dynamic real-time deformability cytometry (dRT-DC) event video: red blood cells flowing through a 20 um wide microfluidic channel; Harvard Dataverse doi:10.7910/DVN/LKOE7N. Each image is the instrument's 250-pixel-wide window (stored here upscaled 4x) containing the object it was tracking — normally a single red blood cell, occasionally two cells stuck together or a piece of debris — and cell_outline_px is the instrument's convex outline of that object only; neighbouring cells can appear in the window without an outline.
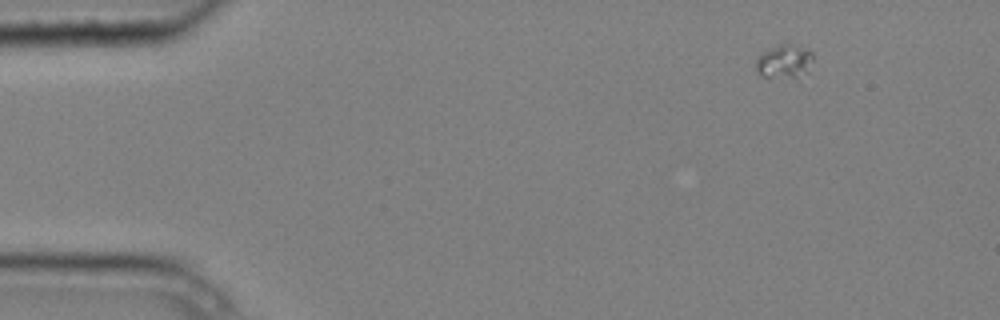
{"species": "common noctule bat (a hibernating species)", "species_latin": "Nyctalus noctula", "temperature_condition": "cold", "stored_images_in_passage": 4, "camera_frame_rate_fps": 3000, "um_per_image_px": 0.085, "animal": {"sex": "male", "body_mass_g": 20.4}, "frame": {"image": 1, "passage_image": 1, "time_ms": 0.0, "image_size_px": [1000, 320], "cell_outline_px": [[812, 60], [808, 72], [796, 76], [760, 76], [756, 72], [756, 60], [764, 52], [780, 44], [788, 44], [808, 48], [812, 52]], "centroid_in_image_um": [66.68, 5.2], "position_along_channel_um": 18.3, "area_um2": 10.81}}